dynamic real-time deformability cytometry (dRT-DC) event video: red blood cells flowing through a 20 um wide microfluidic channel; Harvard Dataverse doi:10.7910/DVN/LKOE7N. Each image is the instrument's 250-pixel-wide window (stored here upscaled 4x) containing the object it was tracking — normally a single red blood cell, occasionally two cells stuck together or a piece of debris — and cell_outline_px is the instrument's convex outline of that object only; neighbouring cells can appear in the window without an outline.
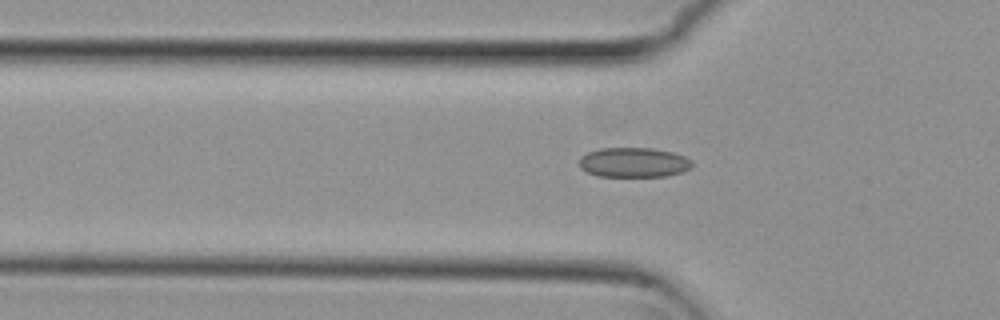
{"species": "common noctule bat (a hibernating species)", "species_latin": "Nyctalus noctula", "temperature_condition": "cold", "stored_images_in_passage": 12, "camera_frame_rate_fps": 3000, "um_per_image_px": 0.085, "animal": {"sex": "female", "body_mass_g": 29.2, "forearm_length_mm": 56.3}, "frame": {"image": 1, "passage_image": 9, "time_ms": 2.667, "image_size_px": [1000, 320], "cell_outline_px": [[692, 168], [668, 176], [596, 176], [580, 168], [580, 156], [588, 152], [600, 148], [652, 148], [672, 152], [684, 156], [692, 160]], "centroid_in_image_um": [53.87, 13.8], "position_along_channel_um": 71.9, "area_um2": 19.59}}